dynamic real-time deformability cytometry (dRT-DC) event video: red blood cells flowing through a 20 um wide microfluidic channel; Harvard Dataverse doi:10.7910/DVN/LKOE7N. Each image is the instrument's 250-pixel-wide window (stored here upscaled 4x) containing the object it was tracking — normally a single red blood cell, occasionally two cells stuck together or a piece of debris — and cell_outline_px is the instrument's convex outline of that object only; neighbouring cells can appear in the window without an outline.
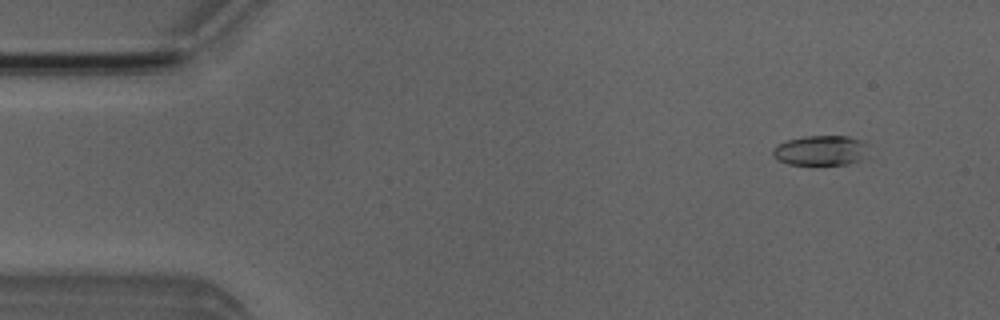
{"species": "Egyptian fruit bat (a non-hibernating species)", "species_latin": "Rousettus aegyptiacus", "temperature_condition": "room temperature", "stored_images_in_passage": 50, "camera_frame_rate_fps": 3000, "um_per_image_px": 0.085, "animal": {"sex": "male"}, "frame": {"image": 1, "passage_image": 3, "time_ms": 0.667, "image_size_px": [1000, 320], "cell_outline_px": [[868, 156], [860, 160], [848, 164], [788, 164], [772, 156], [772, 148], [776, 144], [788, 140], [804, 136], [848, 136], [864, 140], [868, 144]], "centroid_in_image_um": [69.8, 12.77], "position_along_channel_um": 15.2, "area_um2": 16.99}}
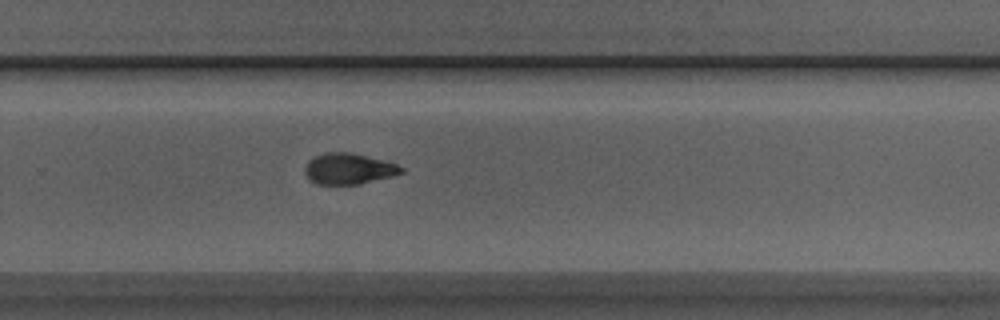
{"frame": {"image": 2, "passage_image": 32, "time_ms": 10.333, "image_size_px": [1000, 320], "cell_outline_px": [[404, 172], [392, 176], [360, 184], [316, 184], [308, 180], [304, 172], [304, 168], [308, 160], [324, 152], [352, 152], [388, 160], [404, 168]], "centroid_in_image_um": [29.64, 14.33], "position_along_channel_um": 300.2, "area_um2": 17.74}}
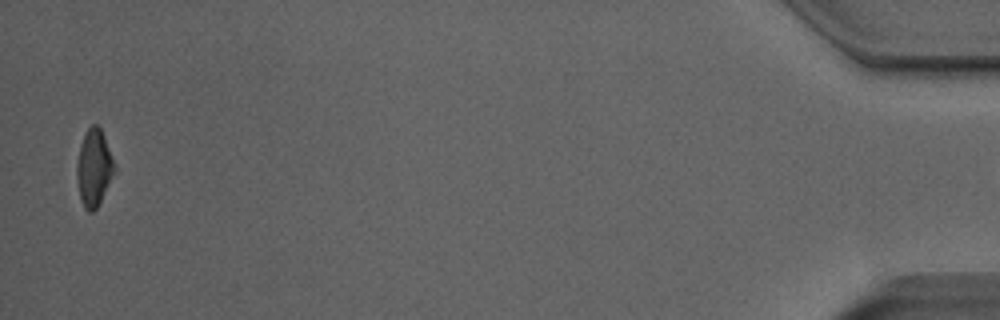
{"frame": {"image": 3, "passage_image": 49, "time_ms": 16.0, "image_size_px": [1000, 320], "cell_outline_px": [[116, 172], [96, 208], [92, 212], [88, 212], [84, 208], [80, 200], [76, 176], [76, 164], [80, 144], [84, 132], [92, 124], [96, 124], [100, 128], [104, 136], [116, 168]], "centroid_in_image_um": [7.97, 14.27], "position_along_channel_um": 427.2, "area_um2": 16.99}}